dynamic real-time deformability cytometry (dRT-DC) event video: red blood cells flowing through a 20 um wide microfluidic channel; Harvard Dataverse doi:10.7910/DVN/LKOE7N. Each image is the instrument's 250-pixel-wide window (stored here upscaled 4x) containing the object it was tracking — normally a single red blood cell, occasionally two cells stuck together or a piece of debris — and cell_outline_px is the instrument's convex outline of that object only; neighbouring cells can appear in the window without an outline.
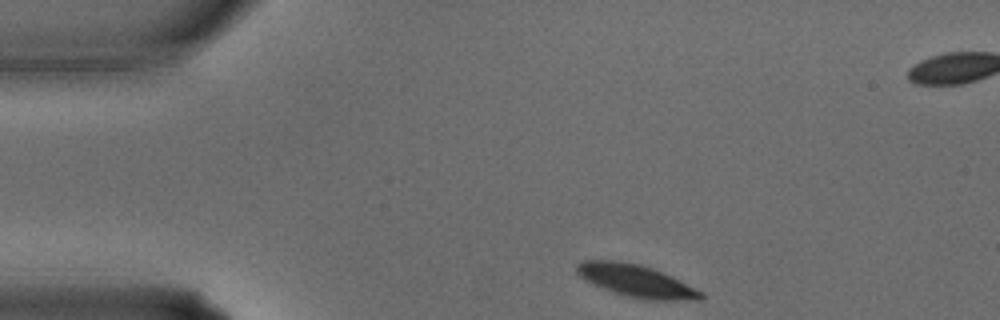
{"species": "common noctule bat (a hibernating species)", "species_latin": "Nyctalus noctula", "temperature_condition": "warm", "stored_images_in_passage": 8, "camera_frame_rate_fps": 3000, "um_per_image_px": 0.085, "animal": {"sex": "male", "body_mass_g": 15.6}, "frame": {"image": 1, "passage_image": 1, "time_ms": 0.0, "image_size_px": [1000, 320], "cell_outline_px": [[704, 296], [700, 300], [644, 300], [628, 296], [604, 288], [584, 280], [576, 272], [576, 264], [584, 260], [612, 260], [640, 264], [652, 268], [672, 276], [704, 292]], "centroid_in_image_um": [54.1, 23.87], "position_along_channel_um": 30.9, "area_um2": 23.29}}